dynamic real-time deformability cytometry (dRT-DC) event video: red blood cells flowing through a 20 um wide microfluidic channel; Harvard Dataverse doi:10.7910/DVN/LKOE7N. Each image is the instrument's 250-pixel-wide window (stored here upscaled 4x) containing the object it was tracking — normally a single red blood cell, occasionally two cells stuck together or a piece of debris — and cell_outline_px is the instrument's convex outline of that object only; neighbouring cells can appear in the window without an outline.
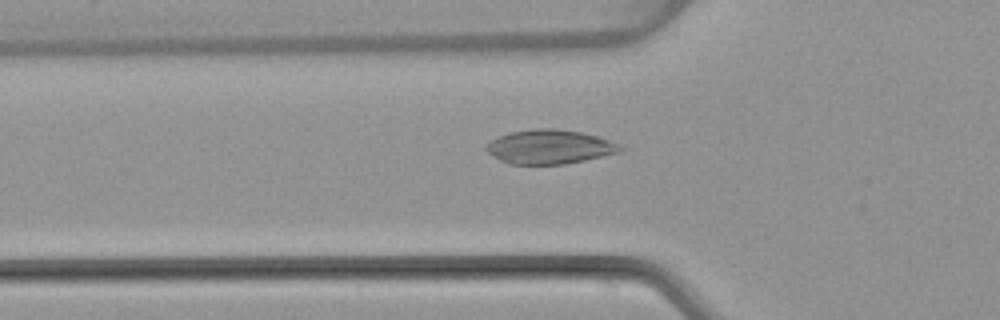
{"species": "common noctule bat (a hibernating species)", "species_latin": "Nyctalus noctula", "temperature_condition": "warm", "stored_images_in_passage": 49, "camera_frame_rate_fps": 3000, "um_per_image_px": 0.085, "animal": {"sex": "female", "body_mass_g": 22.7, "forearm_length_mm": 54.2}, "frame": {"image": 1, "passage_image": 17, "time_ms": 5.333, "image_size_px": [1000, 320], "cell_outline_px": [[628, 148], [620, 152], [584, 160], [564, 164], [508, 164], [500, 160], [488, 152], [484, 148], [488, 140], [512, 132], [532, 128], [556, 128], [580, 132], [596, 136], [620, 144]], "centroid_in_image_um": [46.71, 12.47], "position_along_channel_um": 79.1, "area_um2": 26.76}}
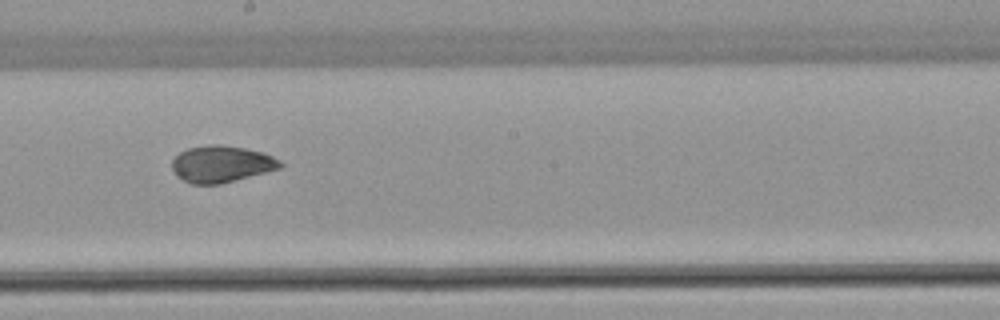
{"frame": {"image": 2, "passage_image": 28, "time_ms": 9.0, "image_size_px": [1000, 320], "cell_outline_px": [[284, 164], [280, 168], [220, 184], [192, 184], [176, 176], [172, 168], [172, 160], [180, 152], [188, 148], [208, 144], [220, 144], [244, 148], [264, 152], [280, 160]], "centroid_in_image_um": [18.81, 13.93], "position_along_channel_um": 229.4, "area_um2": 23.12}}
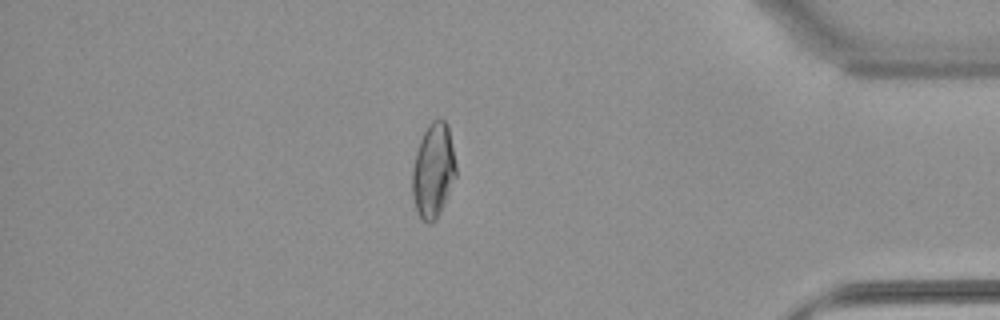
{"frame": {"image": 3, "passage_image": 43, "time_ms": 14.0, "image_size_px": [1000, 320], "cell_outline_px": [[456, 176], [444, 204], [436, 220], [432, 224], [428, 224], [416, 212], [412, 196], [412, 168], [416, 152], [420, 140], [428, 124], [432, 120], [440, 116], [448, 124], [456, 164]], "centroid_in_image_um": [36.82, 14.49], "position_along_channel_um": 398.4, "area_um2": 24.33}}